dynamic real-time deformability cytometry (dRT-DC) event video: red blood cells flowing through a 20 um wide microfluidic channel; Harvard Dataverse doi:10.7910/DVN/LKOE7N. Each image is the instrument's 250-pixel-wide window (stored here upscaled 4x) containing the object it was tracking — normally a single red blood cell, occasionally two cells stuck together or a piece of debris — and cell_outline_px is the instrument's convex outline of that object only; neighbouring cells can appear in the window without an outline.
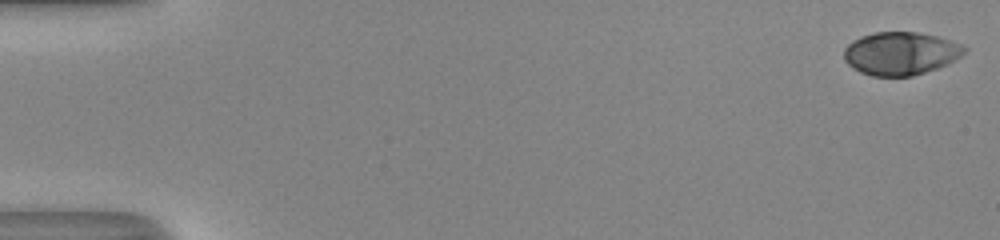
{"species": "human", "species_latin": "Homo sapiens", "temperature_condition": "room temperature", "stored_images_in_passage": 14, "camera_frame_rate_fps": 3000, "um_per_image_px": 0.085, "donor": {"sex": "male"}, "frame": {"image": 1, "passage_image": 1, "time_ms": 0.0, "image_size_px": [1000, 240], "cell_outline_px": [[968, 48], [960, 56], [948, 64], [912, 76], [872, 76], [860, 72], [852, 68], [844, 60], [844, 48], [852, 40], [860, 36], [876, 32], [916, 32], [936, 36], [960, 44]], "centroid_in_image_um": [76.51, 4.54], "position_along_channel_um": 8.5, "area_um2": 30.11}}